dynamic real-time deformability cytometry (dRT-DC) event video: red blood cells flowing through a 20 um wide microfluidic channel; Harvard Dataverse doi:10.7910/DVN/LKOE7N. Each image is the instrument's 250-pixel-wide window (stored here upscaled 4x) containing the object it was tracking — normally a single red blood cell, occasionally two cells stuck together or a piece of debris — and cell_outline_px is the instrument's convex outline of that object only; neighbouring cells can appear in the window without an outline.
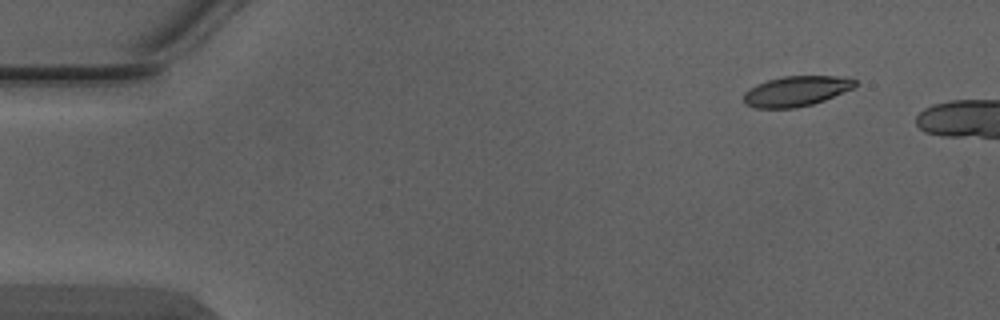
{"species": "Egyptian fruit bat (a non-hibernating species)", "species_latin": "Rousettus aegyptiacus", "temperature_condition": "warm", "stored_images_in_passage": 3, "camera_frame_rate_fps": 3000, "um_per_image_px": 0.085, "animal": {"sex": "male"}, "frame": {"image": 1, "passage_image": 1, "time_ms": 0.0, "image_size_px": [1000, 320], "cell_outline_px": [[856, 88], [824, 100], [812, 104], [796, 108], [756, 108], [744, 104], [744, 92], [756, 84], [768, 80], [784, 76], [836, 76], [856, 80]], "centroid_in_image_um": [67.68, 7.75], "position_along_channel_um": 17.3, "area_um2": 19.65}}